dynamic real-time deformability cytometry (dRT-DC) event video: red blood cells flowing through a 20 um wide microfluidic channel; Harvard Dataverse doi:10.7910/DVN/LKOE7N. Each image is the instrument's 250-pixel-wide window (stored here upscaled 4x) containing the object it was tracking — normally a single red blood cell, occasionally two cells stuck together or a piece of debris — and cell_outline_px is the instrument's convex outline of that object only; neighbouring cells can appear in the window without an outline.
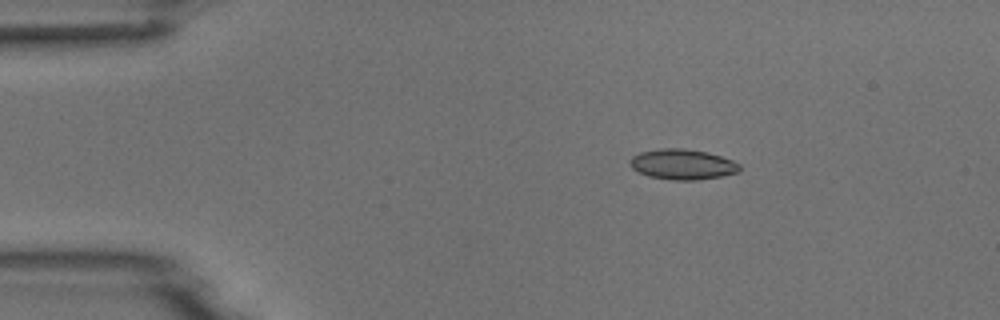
{"species": "common noctule bat (a hibernating species)", "species_latin": "Nyctalus noctula", "temperature_condition": "room temperature", "stored_images_in_passage": 4, "camera_frame_rate_fps": 3000, "um_per_image_px": 0.085, "animal": {"sex": "male", "body_mass_g": 18.8}, "frame": {"image": 1, "passage_image": 2, "time_ms": 1.0, "image_size_px": [1000, 320], "cell_outline_px": [[740, 172], [720, 176], [696, 180], [676, 180], [648, 176], [632, 168], [628, 164], [628, 160], [632, 156], [640, 152], [660, 148], [684, 148], [704, 152], [720, 156], [732, 160], [740, 164]], "centroid_in_image_um": [57.98, 13.96], "position_along_channel_um": 27.0, "area_um2": 19.36}}
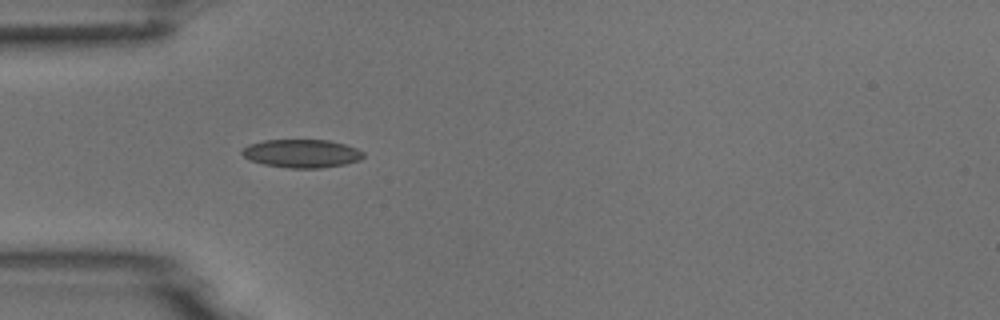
{"frame": {"image": 2, "passage_image": 4, "time_ms": 3.333, "image_size_px": [1000, 320], "cell_outline_px": [[364, 156], [360, 160], [344, 164], [320, 168], [288, 168], [264, 164], [252, 160], [244, 156], [240, 152], [248, 144], [264, 140], [328, 140], [344, 144], [356, 148], [364, 152]], "centroid_in_image_um": [25.65, 13.04], "position_along_channel_um": 59.3, "area_um2": 19.88}}